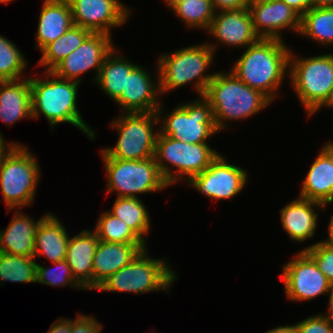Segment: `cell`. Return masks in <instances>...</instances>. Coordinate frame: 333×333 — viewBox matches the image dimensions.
Returning <instances> with one entry per match:
<instances>
[{
  "mask_svg": "<svg viewBox=\"0 0 333 333\" xmlns=\"http://www.w3.org/2000/svg\"><path fill=\"white\" fill-rule=\"evenodd\" d=\"M218 156L219 152L211 148L208 143H186L160 133L156 139L154 158L169 186L178 184L183 179L188 183Z\"/></svg>",
  "mask_w": 333,
  "mask_h": 333,
  "instance_id": "7",
  "label": "cell"
},
{
  "mask_svg": "<svg viewBox=\"0 0 333 333\" xmlns=\"http://www.w3.org/2000/svg\"><path fill=\"white\" fill-rule=\"evenodd\" d=\"M249 1V5L257 3V2H261V1H267V0H248Z\"/></svg>",
  "mask_w": 333,
  "mask_h": 333,
  "instance_id": "48",
  "label": "cell"
},
{
  "mask_svg": "<svg viewBox=\"0 0 333 333\" xmlns=\"http://www.w3.org/2000/svg\"><path fill=\"white\" fill-rule=\"evenodd\" d=\"M108 211L127 224L146 243L145 235L148 236L150 232L151 219L140 197H117Z\"/></svg>",
  "mask_w": 333,
  "mask_h": 333,
  "instance_id": "29",
  "label": "cell"
},
{
  "mask_svg": "<svg viewBox=\"0 0 333 333\" xmlns=\"http://www.w3.org/2000/svg\"><path fill=\"white\" fill-rule=\"evenodd\" d=\"M44 78L30 77L32 118L43 115L52 128L60 123H69L94 140L97 131L91 129L77 108V92L80 83L57 77L45 71Z\"/></svg>",
  "mask_w": 333,
  "mask_h": 333,
  "instance_id": "2",
  "label": "cell"
},
{
  "mask_svg": "<svg viewBox=\"0 0 333 333\" xmlns=\"http://www.w3.org/2000/svg\"><path fill=\"white\" fill-rule=\"evenodd\" d=\"M328 310L326 312V316L329 317L333 321V285L330 287V291L328 292Z\"/></svg>",
  "mask_w": 333,
  "mask_h": 333,
  "instance_id": "44",
  "label": "cell"
},
{
  "mask_svg": "<svg viewBox=\"0 0 333 333\" xmlns=\"http://www.w3.org/2000/svg\"><path fill=\"white\" fill-rule=\"evenodd\" d=\"M147 250H142L130 264L107 278L96 290L138 295L163 290L169 294L177 273L165 258H151Z\"/></svg>",
  "mask_w": 333,
  "mask_h": 333,
  "instance_id": "8",
  "label": "cell"
},
{
  "mask_svg": "<svg viewBox=\"0 0 333 333\" xmlns=\"http://www.w3.org/2000/svg\"><path fill=\"white\" fill-rule=\"evenodd\" d=\"M115 48L105 57L97 79H93L114 102L125 90L126 72H131L138 65L126 59Z\"/></svg>",
  "mask_w": 333,
  "mask_h": 333,
  "instance_id": "27",
  "label": "cell"
},
{
  "mask_svg": "<svg viewBox=\"0 0 333 333\" xmlns=\"http://www.w3.org/2000/svg\"><path fill=\"white\" fill-rule=\"evenodd\" d=\"M99 238L93 230L84 229L69 237L65 261L74 279L85 289L92 290V265Z\"/></svg>",
  "mask_w": 333,
  "mask_h": 333,
  "instance_id": "22",
  "label": "cell"
},
{
  "mask_svg": "<svg viewBox=\"0 0 333 333\" xmlns=\"http://www.w3.org/2000/svg\"><path fill=\"white\" fill-rule=\"evenodd\" d=\"M156 73L154 80L151 72L139 64L131 72H126L125 90L115 104L124 113L156 112L162 102L158 67Z\"/></svg>",
  "mask_w": 333,
  "mask_h": 333,
  "instance_id": "16",
  "label": "cell"
},
{
  "mask_svg": "<svg viewBox=\"0 0 333 333\" xmlns=\"http://www.w3.org/2000/svg\"><path fill=\"white\" fill-rule=\"evenodd\" d=\"M163 103L157 109L158 121L161 135L186 143H207L214 134L219 133L213 119L212 108L209 102L203 97L187 101L177 105L176 108L166 113ZM167 116V117H166Z\"/></svg>",
  "mask_w": 333,
  "mask_h": 333,
  "instance_id": "11",
  "label": "cell"
},
{
  "mask_svg": "<svg viewBox=\"0 0 333 333\" xmlns=\"http://www.w3.org/2000/svg\"><path fill=\"white\" fill-rule=\"evenodd\" d=\"M216 12L249 8L248 0H212Z\"/></svg>",
  "mask_w": 333,
  "mask_h": 333,
  "instance_id": "39",
  "label": "cell"
},
{
  "mask_svg": "<svg viewBox=\"0 0 333 333\" xmlns=\"http://www.w3.org/2000/svg\"><path fill=\"white\" fill-rule=\"evenodd\" d=\"M299 34L322 46L333 45V6L308 10L301 17Z\"/></svg>",
  "mask_w": 333,
  "mask_h": 333,
  "instance_id": "30",
  "label": "cell"
},
{
  "mask_svg": "<svg viewBox=\"0 0 333 333\" xmlns=\"http://www.w3.org/2000/svg\"><path fill=\"white\" fill-rule=\"evenodd\" d=\"M93 229L99 240L108 243L147 244L122 220L105 211Z\"/></svg>",
  "mask_w": 333,
  "mask_h": 333,
  "instance_id": "32",
  "label": "cell"
},
{
  "mask_svg": "<svg viewBox=\"0 0 333 333\" xmlns=\"http://www.w3.org/2000/svg\"><path fill=\"white\" fill-rule=\"evenodd\" d=\"M206 33L218 44L244 49L260 39L248 8L216 12Z\"/></svg>",
  "mask_w": 333,
  "mask_h": 333,
  "instance_id": "18",
  "label": "cell"
},
{
  "mask_svg": "<svg viewBox=\"0 0 333 333\" xmlns=\"http://www.w3.org/2000/svg\"><path fill=\"white\" fill-rule=\"evenodd\" d=\"M290 6L300 17L308 10L316 7L315 0H280Z\"/></svg>",
  "mask_w": 333,
  "mask_h": 333,
  "instance_id": "40",
  "label": "cell"
},
{
  "mask_svg": "<svg viewBox=\"0 0 333 333\" xmlns=\"http://www.w3.org/2000/svg\"><path fill=\"white\" fill-rule=\"evenodd\" d=\"M265 333H299L296 325H286V326H279L275 327L274 329L272 328L271 330H267Z\"/></svg>",
  "mask_w": 333,
  "mask_h": 333,
  "instance_id": "43",
  "label": "cell"
},
{
  "mask_svg": "<svg viewBox=\"0 0 333 333\" xmlns=\"http://www.w3.org/2000/svg\"><path fill=\"white\" fill-rule=\"evenodd\" d=\"M218 46L217 43L209 41L160 54L156 66L159 71L161 95L193 83L197 95L203 96L215 74H208L207 70L213 64Z\"/></svg>",
  "mask_w": 333,
  "mask_h": 333,
  "instance_id": "4",
  "label": "cell"
},
{
  "mask_svg": "<svg viewBox=\"0 0 333 333\" xmlns=\"http://www.w3.org/2000/svg\"><path fill=\"white\" fill-rule=\"evenodd\" d=\"M24 58L15 43L0 34V81L25 78L28 62Z\"/></svg>",
  "mask_w": 333,
  "mask_h": 333,
  "instance_id": "34",
  "label": "cell"
},
{
  "mask_svg": "<svg viewBox=\"0 0 333 333\" xmlns=\"http://www.w3.org/2000/svg\"><path fill=\"white\" fill-rule=\"evenodd\" d=\"M328 233V238L324 240L327 244L333 247V215H331L329 224H328V229L326 231Z\"/></svg>",
  "mask_w": 333,
  "mask_h": 333,
  "instance_id": "45",
  "label": "cell"
},
{
  "mask_svg": "<svg viewBox=\"0 0 333 333\" xmlns=\"http://www.w3.org/2000/svg\"><path fill=\"white\" fill-rule=\"evenodd\" d=\"M256 34L264 39L283 40V30L299 34L301 17L285 2L267 0L249 5ZM282 31V32H281Z\"/></svg>",
  "mask_w": 333,
  "mask_h": 333,
  "instance_id": "17",
  "label": "cell"
},
{
  "mask_svg": "<svg viewBox=\"0 0 333 333\" xmlns=\"http://www.w3.org/2000/svg\"><path fill=\"white\" fill-rule=\"evenodd\" d=\"M316 7H332L333 0H315Z\"/></svg>",
  "mask_w": 333,
  "mask_h": 333,
  "instance_id": "46",
  "label": "cell"
},
{
  "mask_svg": "<svg viewBox=\"0 0 333 333\" xmlns=\"http://www.w3.org/2000/svg\"><path fill=\"white\" fill-rule=\"evenodd\" d=\"M328 108H332V109H333V100H332V102L330 103V105L328 106Z\"/></svg>",
  "mask_w": 333,
  "mask_h": 333,
  "instance_id": "50",
  "label": "cell"
},
{
  "mask_svg": "<svg viewBox=\"0 0 333 333\" xmlns=\"http://www.w3.org/2000/svg\"><path fill=\"white\" fill-rule=\"evenodd\" d=\"M53 265L56 266V270L53 267L47 268L39 263L36 264V283L55 287L68 285L72 289L85 290L74 279L71 269L65 260L54 262Z\"/></svg>",
  "mask_w": 333,
  "mask_h": 333,
  "instance_id": "35",
  "label": "cell"
},
{
  "mask_svg": "<svg viewBox=\"0 0 333 333\" xmlns=\"http://www.w3.org/2000/svg\"><path fill=\"white\" fill-rule=\"evenodd\" d=\"M35 32V49L41 52L74 25L68 0H44Z\"/></svg>",
  "mask_w": 333,
  "mask_h": 333,
  "instance_id": "24",
  "label": "cell"
},
{
  "mask_svg": "<svg viewBox=\"0 0 333 333\" xmlns=\"http://www.w3.org/2000/svg\"><path fill=\"white\" fill-rule=\"evenodd\" d=\"M147 244L108 243L99 240L92 265V290L130 264Z\"/></svg>",
  "mask_w": 333,
  "mask_h": 333,
  "instance_id": "20",
  "label": "cell"
},
{
  "mask_svg": "<svg viewBox=\"0 0 333 333\" xmlns=\"http://www.w3.org/2000/svg\"><path fill=\"white\" fill-rule=\"evenodd\" d=\"M47 333H71V318H59L53 322Z\"/></svg>",
  "mask_w": 333,
  "mask_h": 333,
  "instance_id": "41",
  "label": "cell"
},
{
  "mask_svg": "<svg viewBox=\"0 0 333 333\" xmlns=\"http://www.w3.org/2000/svg\"><path fill=\"white\" fill-rule=\"evenodd\" d=\"M36 260L34 256H17L0 252V281L36 283Z\"/></svg>",
  "mask_w": 333,
  "mask_h": 333,
  "instance_id": "31",
  "label": "cell"
},
{
  "mask_svg": "<svg viewBox=\"0 0 333 333\" xmlns=\"http://www.w3.org/2000/svg\"><path fill=\"white\" fill-rule=\"evenodd\" d=\"M289 77L307 116L314 115L333 100V53L298 58L291 50Z\"/></svg>",
  "mask_w": 333,
  "mask_h": 333,
  "instance_id": "5",
  "label": "cell"
},
{
  "mask_svg": "<svg viewBox=\"0 0 333 333\" xmlns=\"http://www.w3.org/2000/svg\"><path fill=\"white\" fill-rule=\"evenodd\" d=\"M304 250L315 262L318 269L326 276L329 284L333 285V247L325 241H317Z\"/></svg>",
  "mask_w": 333,
  "mask_h": 333,
  "instance_id": "36",
  "label": "cell"
},
{
  "mask_svg": "<svg viewBox=\"0 0 333 333\" xmlns=\"http://www.w3.org/2000/svg\"><path fill=\"white\" fill-rule=\"evenodd\" d=\"M107 180V194L116 197L139 198L137 194L152 193L169 187L162 176L154 157L145 160H122L110 158L103 150Z\"/></svg>",
  "mask_w": 333,
  "mask_h": 333,
  "instance_id": "10",
  "label": "cell"
},
{
  "mask_svg": "<svg viewBox=\"0 0 333 333\" xmlns=\"http://www.w3.org/2000/svg\"><path fill=\"white\" fill-rule=\"evenodd\" d=\"M248 172L219 156L200 174L194 176L188 186L211 200H227L238 195L247 185Z\"/></svg>",
  "mask_w": 333,
  "mask_h": 333,
  "instance_id": "13",
  "label": "cell"
},
{
  "mask_svg": "<svg viewBox=\"0 0 333 333\" xmlns=\"http://www.w3.org/2000/svg\"><path fill=\"white\" fill-rule=\"evenodd\" d=\"M43 215L38 221L17 209L11 222L0 230V252L17 256H34L36 230Z\"/></svg>",
  "mask_w": 333,
  "mask_h": 333,
  "instance_id": "23",
  "label": "cell"
},
{
  "mask_svg": "<svg viewBox=\"0 0 333 333\" xmlns=\"http://www.w3.org/2000/svg\"><path fill=\"white\" fill-rule=\"evenodd\" d=\"M73 23L92 33L111 35V28L128 21L130 8L120 0H68Z\"/></svg>",
  "mask_w": 333,
  "mask_h": 333,
  "instance_id": "15",
  "label": "cell"
},
{
  "mask_svg": "<svg viewBox=\"0 0 333 333\" xmlns=\"http://www.w3.org/2000/svg\"><path fill=\"white\" fill-rule=\"evenodd\" d=\"M302 183L298 197L324 206L333 203V140L321 148Z\"/></svg>",
  "mask_w": 333,
  "mask_h": 333,
  "instance_id": "19",
  "label": "cell"
},
{
  "mask_svg": "<svg viewBox=\"0 0 333 333\" xmlns=\"http://www.w3.org/2000/svg\"><path fill=\"white\" fill-rule=\"evenodd\" d=\"M158 124L157 112H121L110 122V127L118 133L116 145L102 150L113 159L145 160L154 157L159 129L154 130Z\"/></svg>",
  "mask_w": 333,
  "mask_h": 333,
  "instance_id": "9",
  "label": "cell"
},
{
  "mask_svg": "<svg viewBox=\"0 0 333 333\" xmlns=\"http://www.w3.org/2000/svg\"><path fill=\"white\" fill-rule=\"evenodd\" d=\"M282 268L280 277L290 301L307 302L330 291L326 276L304 250L295 254Z\"/></svg>",
  "mask_w": 333,
  "mask_h": 333,
  "instance_id": "12",
  "label": "cell"
},
{
  "mask_svg": "<svg viewBox=\"0 0 333 333\" xmlns=\"http://www.w3.org/2000/svg\"><path fill=\"white\" fill-rule=\"evenodd\" d=\"M36 157L21 143L0 160V192L8 211L28 207L35 200L41 176Z\"/></svg>",
  "mask_w": 333,
  "mask_h": 333,
  "instance_id": "6",
  "label": "cell"
},
{
  "mask_svg": "<svg viewBox=\"0 0 333 333\" xmlns=\"http://www.w3.org/2000/svg\"><path fill=\"white\" fill-rule=\"evenodd\" d=\"M67 232L63 222L48 212L36 230L34 258L44 255L52 263L65 260L70 237Z\"/></svg>",
  "mask_w": 333,
  "mask_h": 333,
  "instance_id": "26",
  "label": "cell"
},
{
  "mask_svg": "<svg viewBox=\"0 0 333 333\" xmlns=\"http://www.w3.org/2000/svg\"><path fill=\"white\" fill-rule=\"evenodd\" d=\"M102 329L101 322L92 315L78 313L76 319H71V333H100Z\"/></svg>",
  "mask_w": 333,
  "mask_h": 333,
  "instance_id": "38",
  "label": "cell"
},
{
  "mask_svg": "<svg viewBox=\"0 0 333 333\" xmlns=\"http://www.w3.org/2000/svg\"><path fill=\"white\" fill-rule=\"evenodd\" d=\"M32 118L30 79L0 81V120L12 126Z\"/></svg>",
  "mask_w": 333,
  "mask_h": 333,
  "instance_id": "25",
  "label": "cell"
},
{
  "mask_svg": "<svg viewBox=\"0 0 333 333\" xmlns=\"http://www.w3.org/2000/svg\"><path fill=\"white\" fill-rule=\"evenodd\" d=\"M92 32L80 27L71 26L61 37L48 44L41 51L38 66L52 71L64 58L76 50Z\"/></svg>",
  "mask_w": 333,
  "mask_h": 333,
  "instance_id": "28",
  "label": "cell"
},
{
  "mask_svg": "<svg viewBox=\"0 0 333 333\" xmlns=\"http://www.w3.org/2000/svg\"><path fill=\"white\" fill-rule=\"evenodd\" d=\"M112 35L91 33L84 42L66 58H64L52 72L59 78L81 83L82 75L91 69L95 70V80L105 57L115 47Z\"/></svg>",
  "mask_w": 333,
  "mask_h": 333,
  "instance_id": "14",
  "label": "cell"
},
{
  "mask_svg": "<svg viewBox=\"0 0 333 333\" xmlns=\"http://www.w3.org/2000/svg\"><path fill=\"white\" fill-rule=\"evenodd\" d=\"M7 143V144H6ZM15 144H20L18 142H6L4 136L0 132V160L12 149Z\"/></svg>",
  "mask_w": 333,
  "mask_h": 333,
  "instance_id": "42",
  "label": "cell"
},
{
  "mask_svg": "<svg viewBox=\"0 0 333 333\" xmlns=\"http://www.w3.org/2000/svg\"><path fill=\"white\" fill-rule=\"evenodd\" d=\"M11 1H14V0H4V4L6 3H10Z\"/></svg>",
  "mask_w": 333,
  "mask_h": 333,
  "instance_id": "49",
  "label": "cell"
},
{
  "mask_svg": "<svg viewBox=\"0 0 333 333\" xmlns=\"http://www.w3.org/2000/svg\"><path fill=\"white\" fill-rule=\"evenodd\" d=\"M290 52L285 41L260 38L246 48L229 70L273 102L279 98L278 91L289 75Z\"/></svg>",
  "mask_w": 333,
  "mask_h": 333,
  "instance_id": "1",
  "label": "cell"
},
{
  "mask_svg": "<svg viewBox=\"0 0 333 333\" xmlns=\"http://www.w3.org/2000/svg\"><path fill=\"white\" fill-rule=\"evenodd\" d=\"M295 325L299 333H333V321L324 313L308 316Z\"/></svg>",
  "mask_w": 333,
  "mask_h": 333,
  "instance_id": "37",
  "label": "cell"
},
{
  "mask_svg": "<svg viewBox=\"0 0 333 333\" xmlns=\"http://www.w3.org/2000/svg\"><path fill=\"white\" fill-rule=\"evenodd\" d=\"M172 12L175 13L187 28L208 30L215 16L212 0H187L177 4Z\"/></svg>",
  "mask_w": 333,
  "mask_h": 333,
  "instance_id": "33",
  "label": "cell"
},
{
  "mask_svg": "<svg viewBox=\"0 0 333 333\" xmlns=\"http://www.w3.org/2000/svg\"><path fill=\"white\" fill-rule=\"evenodd\" d=\"M203 97L212 108L219 133L229 127L226 125L230 121L248 119L272 103L266 95L246 85L231 70L227 73L215 72Z\"/></svg>",
  "mask_w": 333,
  "mask_h": 333,
  "instance_id": "3",
  "label": "cell"
},
{
  "mask_svg": "<svg viewBox=\"0 0 333 333\" xmlns=\"http://www.w3.org/2000/svg\"><path fill=\"white\" fill-rule=\"evenodd\" d=\"M315 208L325 212L326 207L316 201L296 197L280 210L282 227L287 232L290 240L305 242L313 238L316 227L318 212Z\"/></svg>",
  "mask_w": 333,
  "mask_h": 333,
  "instance_id": "21",
  "label": "cell"
},
{
  "mask_svg": "<svg viewBox=\"0 0 333 333\" xmlns=\"http://www.w3.org/2000/svg\"><path fill=\"white\" fill-rule=\"evenodd\" d=\"M163 1H165L166 5L172 10L177 4H180L187 0H163Z\"/></svg>",
  "mask_w": 333,
  "mask_h": 333,
  "instance_id": "47",
  "label": "cell"
}]
</instances>
